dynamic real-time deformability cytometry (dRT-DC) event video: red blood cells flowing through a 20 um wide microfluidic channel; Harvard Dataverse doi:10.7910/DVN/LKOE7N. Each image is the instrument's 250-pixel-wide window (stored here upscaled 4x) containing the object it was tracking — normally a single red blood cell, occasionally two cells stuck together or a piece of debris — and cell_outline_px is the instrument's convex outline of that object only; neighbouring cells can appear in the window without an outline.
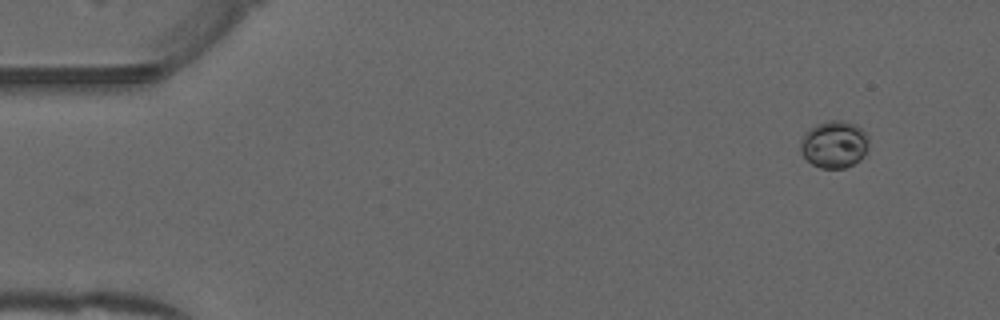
{"species": "common noctule bat (a hibernating species)", "species_latin": "Nyctalus noctula", "temperature_condition": "warm", "stored_images_in_passage": 50, "camera_frame_rate_fps": 3000, "um_per_image_px": 0.085, "animal": {"sex": "male", "forearm_length_mm": 52.5}, "frame": {"image": 1, "passage_image": 2, "time_ms": 0.333, "image_size_px": [1000, 320], "cell_outline_px": [[868, 148], [860, 160], [844, 168], [820, 168], [812, 164], [800, 152], [800, 144], [804, 136], [816, 124], [828, 120], [844, 120], [856, 124], [868, 136]], "centroid_in_image_um": [70.92, 12.27], "position_along_channel_um": 14.1, "area_um2": 18.67}}
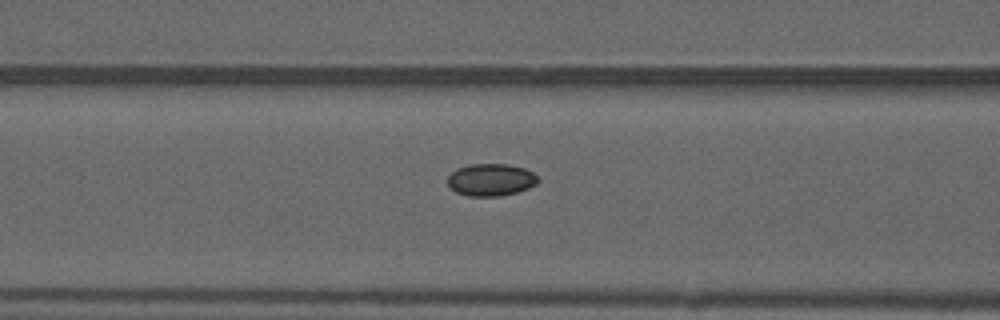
{"frame": {"image": 2, "passage_image": 19, "time_ms": 6.0, "image_size_px": [1000, 320], "cell_outline_px": [[540, 180], [536, 184], [528, 188], [516, 192], [500, 196], [468, 196], [456, 192], [448, 184], [448, 176], [456, 168], [472, 164], [508, 164], [524, 168], [532, 172]], "centroid_in_image_um": [41.72, 15.28], "position_along_channel_um": 124.9, "area_um2": 16.94}}
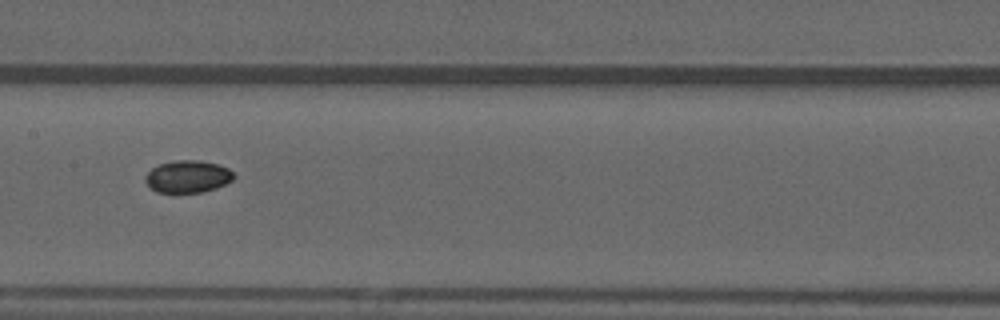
{"frame": {"image": 3, "passage_image": 24, "time_ms": 7.667, "image_size_px": [1000, 320], "cell_outline_px": [[236, 176], [232, 180], [216, 188], [204, 192], [156, 192], [144, 180], [144, 176], [152, 168], [160, 164], [176, 160], [200, 160], [216, 164], [228, 168]], "centroid_in_image_um": [15.96, 15.0], "position_along_channel_um": 191.4, "area_um2": 16.53}}